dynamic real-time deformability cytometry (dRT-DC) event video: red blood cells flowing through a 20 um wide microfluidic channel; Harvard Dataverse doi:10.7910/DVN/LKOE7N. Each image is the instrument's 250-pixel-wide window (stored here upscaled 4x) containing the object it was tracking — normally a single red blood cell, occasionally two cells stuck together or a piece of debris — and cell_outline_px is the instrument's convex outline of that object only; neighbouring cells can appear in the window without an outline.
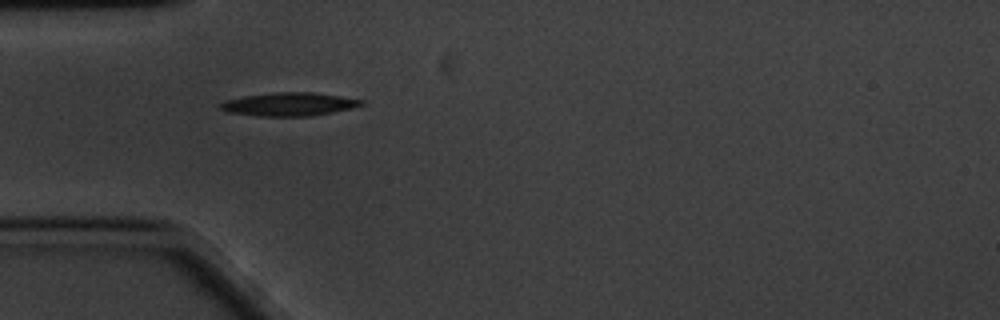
{"species": "common noctule bat (a hibernating species)", "species_latin": "Nyctalus noctula", "temperature_condition": "cold", "stored_images_in_passage": 43, "camera_frame_rate_fps": 3000, "um_per_image_px": 0.085, "animal": {"sex": "male", "body_mass_g": 20.1, "forearm_length_mm": 53.5}, "frame": {"image": 1, "passage_image": 1, "time_ms": 0.0, "image_size_px": [1000, 320], "cell_outline_px": [[364, 104], [352, 108], [312, 116], [260, 116], [228, 112], [220, 108], [220, 104], [224, 100], [244, 96], [272, 92], [312, 92], [340, 96], [364, 100]], "centroid_in_image_um": [24.57, 8.85], "position_along_channel_um": 60.4, "area_um2": 19.13}}
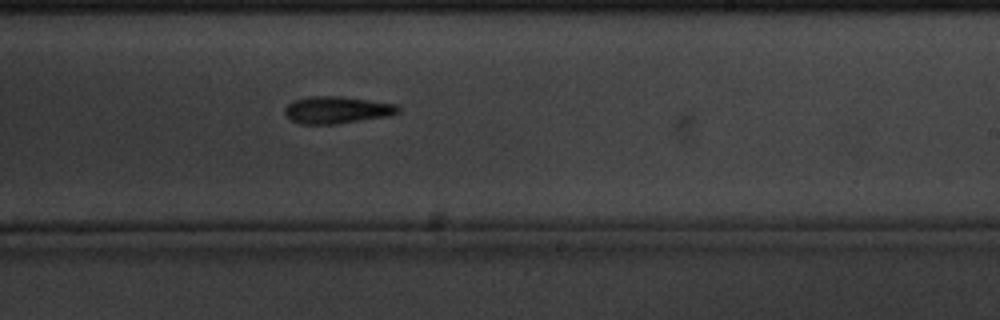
{"frame": {"image": 2, "passage_image": 19, "time_ms": 6.0, "image_size_px": [1000, 320], "cell_outline_px": [[400, 112], [388, 116], [336, 124], [300, 124], [284, 116], [284, 108], [292, 100], [308, 96], [344, 96], [396, 104], [400, 108]], "centroid_in_image_um": [28.6, 9.34], "position_along_channel_um": 260.4, "area_um2": 18.15}}
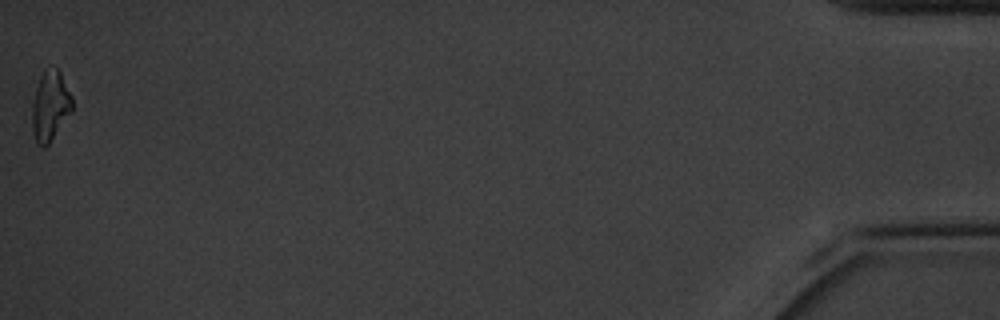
{"frame": {"image": 3, "passage_image": 43, "time_ms": 14.0, "image_size_px": [1000, 320], "cell_outline_px": [[72, 112], [48, 144], [44, 148], [36, 140], [32, 132], [32, 104], [36, 88], [40, 76], [44, 68], [56, 68], [60, 72], [72, 96]], "centroid_in_image_um": [4.27, 8.99], "position_along_channel_um": 430.9, "area_um2": 16.24}, "authors_computed_cell_mechanics": {"area_um2": 17.4556, "velocity_mm_per_s": 3.3529, "shape_relaxation_time_tau1_ms": 2.8985, "shape_relaxation_time_tau2_ms": null, "deformation_change_tau1": 0.1389, "deformation_change_tau2": null}}